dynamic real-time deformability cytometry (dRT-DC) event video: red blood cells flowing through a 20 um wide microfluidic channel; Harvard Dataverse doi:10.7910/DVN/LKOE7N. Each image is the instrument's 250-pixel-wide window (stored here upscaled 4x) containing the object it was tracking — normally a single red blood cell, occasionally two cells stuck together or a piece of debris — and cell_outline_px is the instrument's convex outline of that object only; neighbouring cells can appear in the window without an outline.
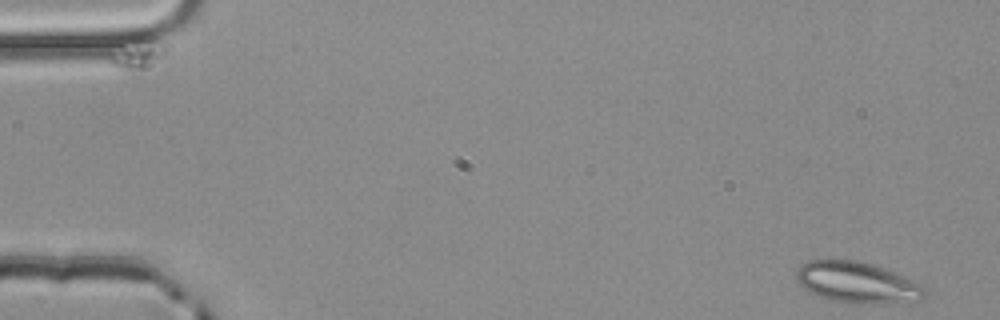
{"species": "common noctule bat (a hibernating species)", "species_latin": "Nyctalus noctula", "temperature_condition": "room temperature", "stored_images_in_passage": 4, "camera_frame_rate_fps": 3000, "um_per_image_px": 0.085, "animal": {"sex": "male", "body_mass_g": 20.4}, "frame": {"image": 1, "passage_image": 1, "time_ms": 0.0, "image_size_px": [1000, 320], "cell_outline_px": [[928, 296], [920, 300], [872, 304], [860, 304], [828, 300], [808, 292], [796, 280], [796, 272], [800, 264], [808, 260], [832, 256], [856, 260], [872, 264], [904, 276], [924, 284], [928, 288]], "centroid_in_image_um": [72.84, 23.98], "position_along_channel_um": 12.2, "area_um2": 31.91}}